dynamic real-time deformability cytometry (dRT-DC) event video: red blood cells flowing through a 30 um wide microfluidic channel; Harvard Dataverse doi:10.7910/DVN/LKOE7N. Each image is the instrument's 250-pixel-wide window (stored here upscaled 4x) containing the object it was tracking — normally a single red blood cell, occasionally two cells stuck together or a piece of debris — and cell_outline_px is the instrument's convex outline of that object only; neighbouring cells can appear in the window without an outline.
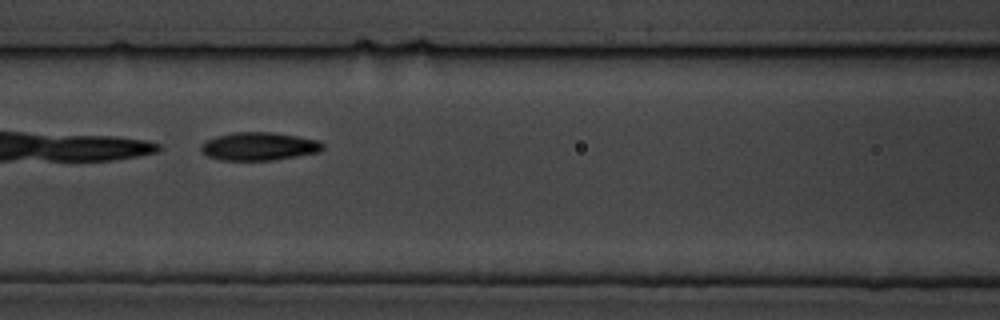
{"species": "common noctule bat (a hibernating species)", "species_latin": "Nyctalus noctula", "temperature_condition": "cold", "stored_images_in_passage": 9, "camera_frame_rate_fps": 3000, "um_per_image_px": 0.085, "animal": {"sex": "male", "body_mass_g": 19.5, "forearm_length_mm": 54.6}, "frame": {"image": 1, "passage_image": 7, "time_ms": 7.0, "image_size_px": [1000, 320], "cell_outline_px": [[324, 148], [320, 152], [272, 160], [220, 160], [208, 156], [200, 148], [200, 144], [216, 136], [232, 132], [272, 132], [320, 140], [324, 144]], "centroid_in_image_um": [22.04, 12.43], "position_along_channel_um": 144.6, "area_um2": 19.94}}
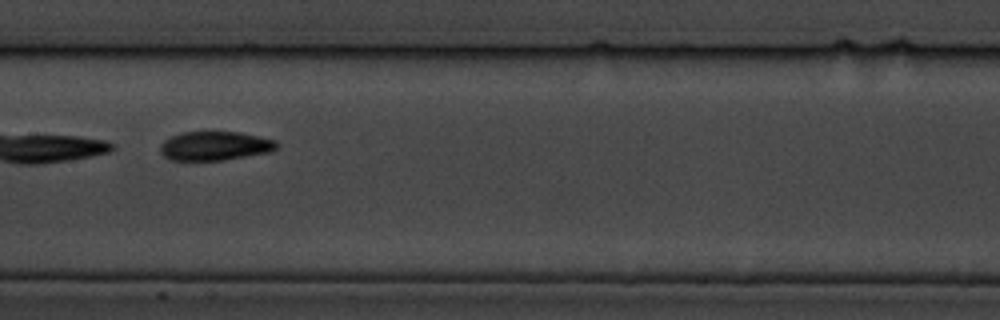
{"frame": {"image": 2, "passage_image": 8, "time_ms": 8.333, "image_size_px": [1000, 320], "cell_outline_px": [[280, 144], [272, 152], [224, 160], [168, 160], [160, 152], [160, 144], [164, 140], [180, 132], [240, 132], [276, 140]], "centroid_in_image_um": [18.28, 12.4], "position_along_channel_um": 189.1, "area_um2": 19.88}}
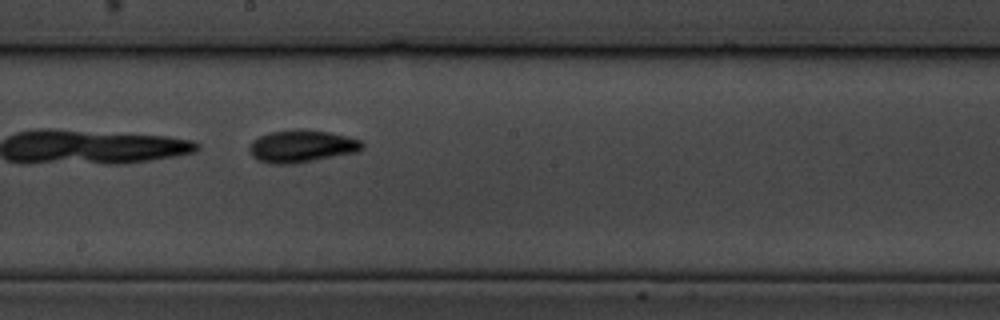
{"frame": {"image": 3, "passage_image": 9, "time_ms": 9.333, "image_size_px": [1000, 320], "cell_outline_px": [[364, 148], [360, 152], [296, 164], [272, 164], [256, 160], [252, 156], [248, 148], [252, 140], [260, 136], [272, 132], [296, 128], [304, 128], [328, 132], [360, 140], [364, 144]], "centroid_in_image_um": [25.65, 12.44], "position_along_channel_um": 222.5, "area_um2": 21.73}}